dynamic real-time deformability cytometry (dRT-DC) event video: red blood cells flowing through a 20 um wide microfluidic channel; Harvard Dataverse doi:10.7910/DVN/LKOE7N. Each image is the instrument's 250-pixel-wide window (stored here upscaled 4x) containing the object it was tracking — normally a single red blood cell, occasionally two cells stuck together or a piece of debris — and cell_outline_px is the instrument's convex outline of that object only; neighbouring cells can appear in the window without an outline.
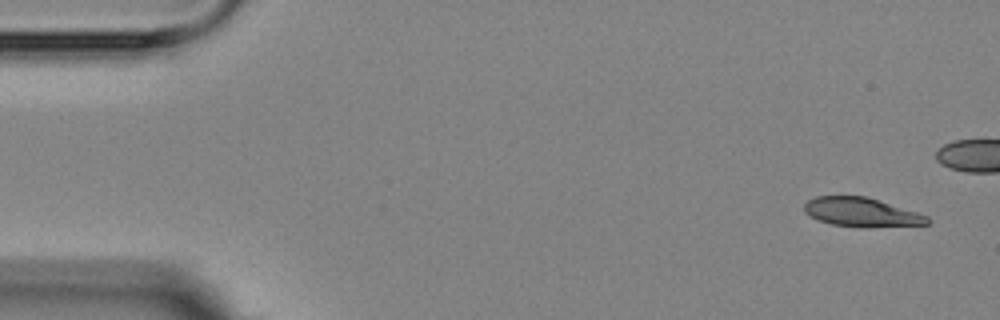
{"species": "Egyptian fruit bat (a non-hibernating species)", "species_latin": "Rousettus aegyptiacus", "temperature_condition": "room temperature", "stored_images_in_passage": 10, "segment_of_instrument_passage": [1, 2], "camera_frame_rate_fps": 3000, "um_per_image_px": 0.085, "animal": {"sex": "female"}, "frame": {"image": 1, "passage_image": 1, "time_ms": 0.0, "image_size_px": [1000, 320], "cell_outline_px": [[932, 220], [928, 224], [872, 228], [860, 228], [832, 224], [816, 220], [804, 212], [804, 204], [808, 200], [816, 196], [868, 196], [928, 216]], "centroid_in_image_um": [73.23, 18.05], "position_along_channel_um": 11.8, "area_um2": 21.21}}
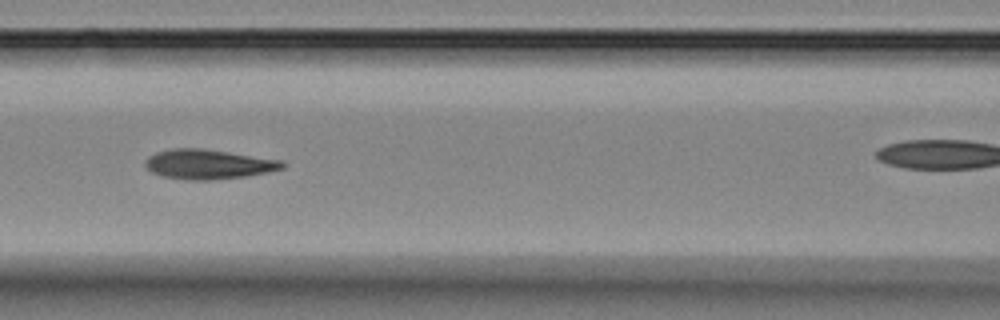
{"frame": {"image": 2, "passage_image": 7, "time_ms": 7.0, "image_size_px": [1000, 320], "cell_outline_px": [[288, 164], [284, 168], [268, 172], [248, 176], [208, 180], [188, 180], [164, 176], [152, 172], [144, 164], [144, 160], [148, 156], [156, 152], [172, 148], [204, 148], [284, 160]], "centroid_in_image_um": [17.76, 13.95], "position_along_channel_um": 148.8, "area_um2": 23.99}}
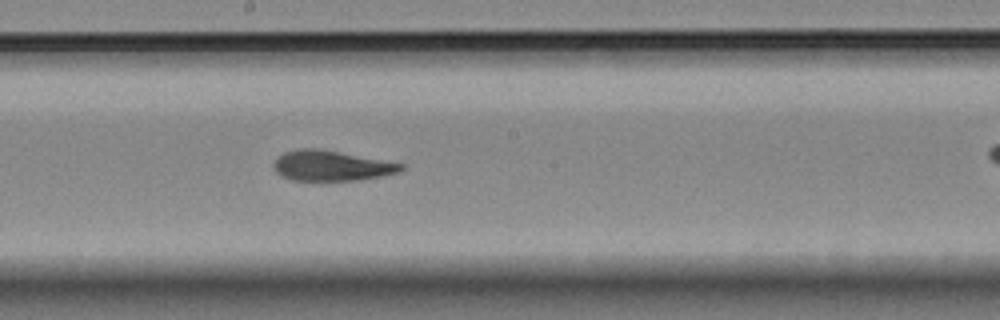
{"frame": {"image": 3, "passage_image": 9, "time_ms": 9.0, "image_size_px": [1000, 320], "cell_outline_px": [[404, 168], [400, 172], [360, 180], [292, 180], [280, 176], [276, 172], [272, 164], [276, 156], [284, 152], [296, 148], [316, 148], [404, 164]], "centroid_in_image_um": [28.09, 14.08], "position_along_channel_um": 220.1, "area_um2": 22.43}}